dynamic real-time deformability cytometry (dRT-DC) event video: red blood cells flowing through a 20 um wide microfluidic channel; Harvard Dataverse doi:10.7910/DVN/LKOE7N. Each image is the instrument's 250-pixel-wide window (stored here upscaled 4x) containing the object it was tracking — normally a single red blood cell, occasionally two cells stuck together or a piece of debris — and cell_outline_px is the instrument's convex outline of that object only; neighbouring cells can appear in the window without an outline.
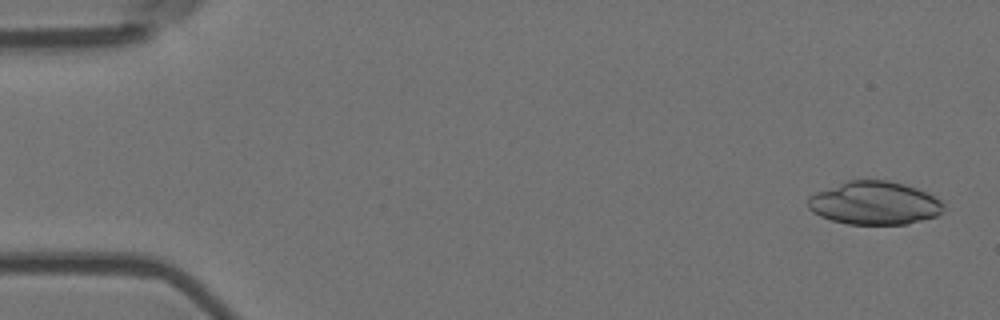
{"species": "Egyptian fruit bat (a non-hibernating species)", "species_latin": "Rousettus aegyptiacus", "temperature_condition": "room temperature", "stored_images_in_passage": 54, "camera_frame_rate_fps": 3000, "um_per_image_px": 0.085, "animal": {"sex": "female"}, "frame": {"image": 1, "passage_image": 2, "time_ms": 0.333, "image_size_px": [1000, 320], "cell_outline_px": [[944, 208], [936, 216], [908, 224], [848, 224], [832, 220], [820, 216], [812, 212], [808, 208], [808, 196], [816, 192], [848, 180], [888, 180], [904, 184], [916, 188], [940, 200], [944, 204]], "centroid_in_image_um": [74.3, 17.26], "position_along_channel_um": 10.7, "area_um2": 33.99}}